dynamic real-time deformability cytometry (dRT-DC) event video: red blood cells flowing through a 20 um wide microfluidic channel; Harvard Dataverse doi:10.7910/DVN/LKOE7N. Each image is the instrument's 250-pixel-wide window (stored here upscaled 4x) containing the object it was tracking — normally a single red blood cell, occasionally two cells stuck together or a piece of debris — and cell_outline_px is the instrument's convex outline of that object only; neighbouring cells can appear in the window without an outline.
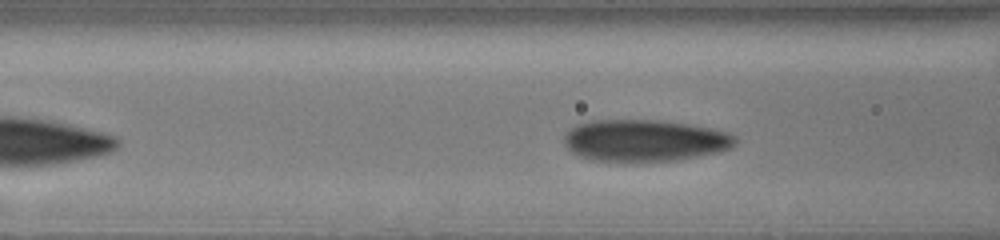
{"species": "human", "species_latin": "Homo sapiens", "temperature_condition": "cold", "stored_images_in_passage": 24, "camera_frame_rate_fps": 3000, "um_per_image_px": 0.085, "donor": {"sex": "male"}, "frame": {"image": 1, "passage_image": 5, "time_ms": 1.0, "image_size_px": [1000, 240], "cell_outline_px": [[736, 144], [728, 148], [716, 152], [676, 160], [592, 160], [580, 156], [572, 152], [564, 144], [564, 132], [576, 124], [588, 120], [660, 120], [688, 124], [728, 132], [736, 136]], "centroid_in_image_um": [54.74, 11.91], "position_along_channel_um": 111.9, "area_um2": 41.27}}